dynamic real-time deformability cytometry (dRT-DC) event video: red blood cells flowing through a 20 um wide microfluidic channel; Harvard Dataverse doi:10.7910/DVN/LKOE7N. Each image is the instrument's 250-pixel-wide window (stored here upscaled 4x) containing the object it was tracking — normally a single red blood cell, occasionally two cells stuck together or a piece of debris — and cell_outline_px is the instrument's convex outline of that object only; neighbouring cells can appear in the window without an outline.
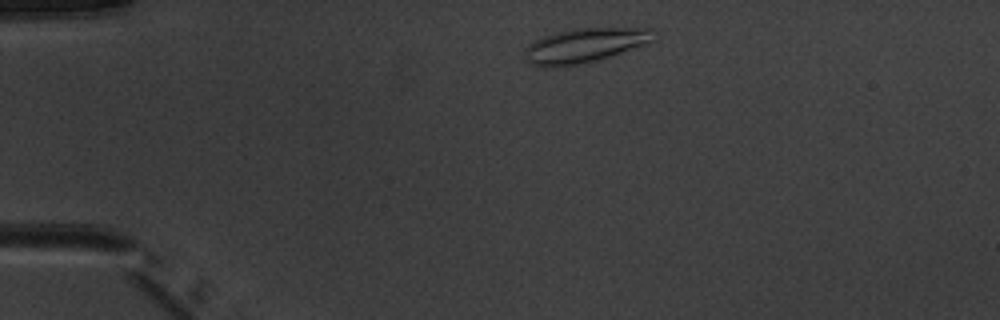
{"species": "common noctule bat (a hibernating species)", "species_latin": "Nyctalus noctula", "temperature_condition": "warm", "stored_images_in_passage": 43, "camera_frame_rate_fps": 3000, "um_per_image_px": 0.085, "animal": {"sex": "male", "body_mass_g": 20.1, "forearm_length_mm": 53.5}, "frame": {"image": 1, "passage_image": 3, "time_ms": 0.667, "image_size_px": [1000, 320], "cell_outline_px": [[656, 40], [648, 44], [596, 60], [576, 64], [548, 68], [544, 68], [532, 64], [524, 56], [524, 52], [528, 44], [544, 36], [572, 28], [652, 28]], "centroid_in_image_um": [49.72, 3.85], "position_along_channel_um": 35.3, "area_um2": 25.78}}
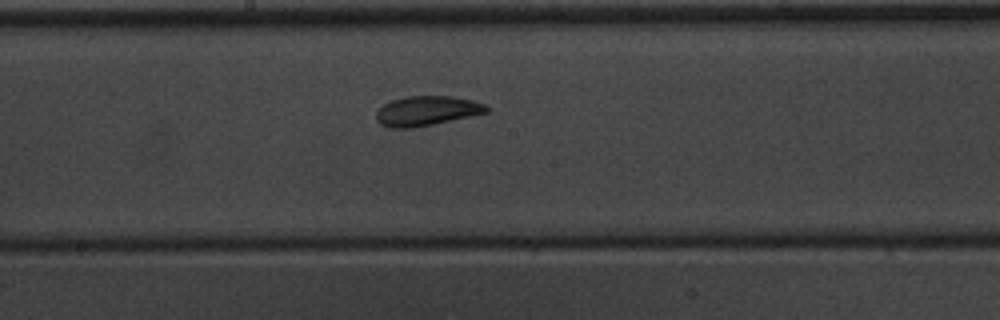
{"frame": {"image": 2, "passage_image": 20, "time_ms": 6.333, "image_size_px": [1000, 320], "cell_outline_px": [[488, 112], [472, 116], [432, 124], [408, 128], [388, 128], [380, 124], [376, 120], [376, 112], [384, 104], [392, 100], [404, 96], [452, 96], [472, 100], [484, 104], [488, 108]], "centroid_in_image_um": [36.25, 9.42], "position_along_channel_um": 212.0, "area_um2": 19.02}}
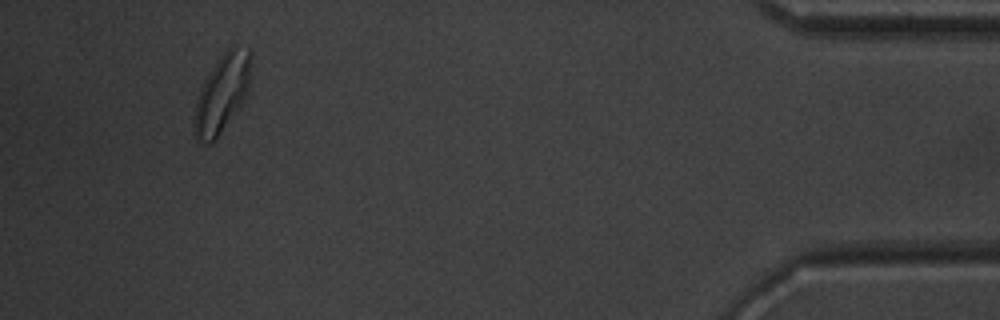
{"frame": {"image": 3, "passage_image": 40, "time_ms": 13.0, "image_size_px": [1000, 320], "cell_outline_px": [[252, 76], [248, 96], [216, 140], [196, 140], [192, 124], [196, 104], [200, 88], [204, 80], [216, 60], [228, 48], [232, 48], [252, 52]], "centroid_in_image_um": [18.91, 7.94], "position_along_channel_um": 416.3, "area_um2": 25.95}, "authors_computed_cell_mechanics": {"area_um2": 19.4208, "velocity_mm_per_s": 3.9839, "shape_relaxation_time_tau1_ms": 4.7103, "shape_relaxation_time_tau2_ms": 2.7953, "deformation_change_tau1": 0.1452, "deformation_change_tau2": 0.0884}}